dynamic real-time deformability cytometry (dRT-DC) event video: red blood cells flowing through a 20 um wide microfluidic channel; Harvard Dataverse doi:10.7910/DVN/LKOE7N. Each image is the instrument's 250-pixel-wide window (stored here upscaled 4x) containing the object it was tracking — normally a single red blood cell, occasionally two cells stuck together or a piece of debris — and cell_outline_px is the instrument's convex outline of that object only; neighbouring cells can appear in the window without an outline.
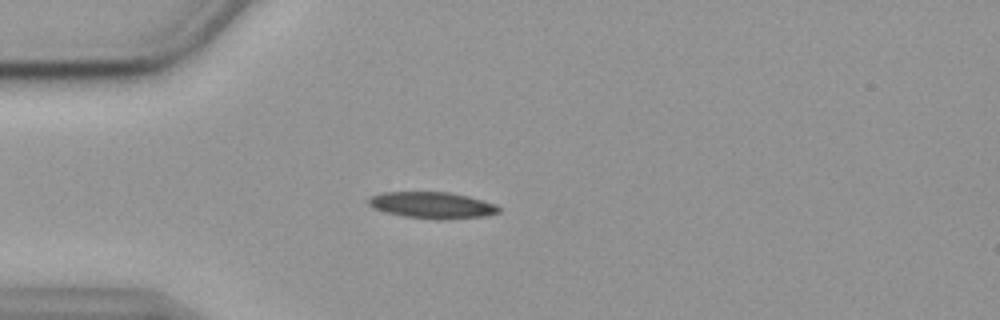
{"species": "common noctule bat (a hibernating species)", "species_latin": "Nyctalus noctula", "temperature_condition": "cold", "stored_images_in_passage": 42, "camera_frame_rate_fps": 3000, "um_per_image_px": 0.085, "animal": {"sex": "female", "body_mass_g": 19.9}, "frame": {"image": 1, "passage_image": 1, "time_ms": 0.0, "image_size_px": [1000, 320], "cell_outline_px": [[500, 212], [484, 216], [444, 220], [436, 220], [404, 216], [372, 208], [368, 204], [368, 196], [380, 192], [448, 192], [468, 196], [496, 204], [500, 208]], "centroid_in_image_um": [36.71, 17.44], "position_along_channel_um": 48.3, "area_um2": 20.23}}
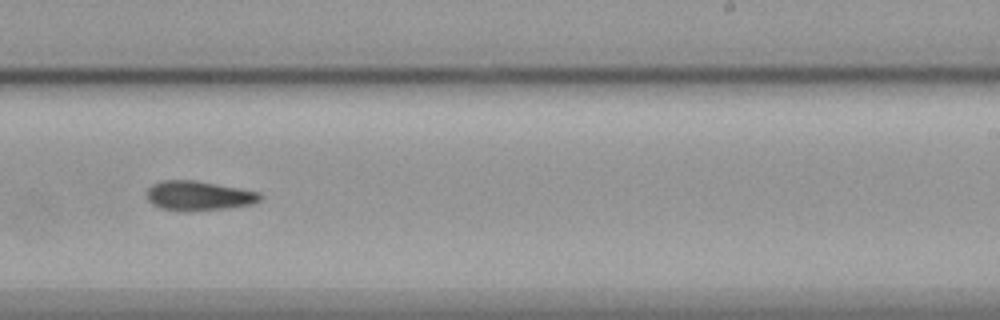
{"frame": {"image": 2, "passage_image": 21, "time_ms": 6.667, "image_size_px": [1000, 320], "cell_outline_px": [[264, 196], [260, 200], [252, 204], [228, 208], [184, 212], [160, 208], [152, 204], [148, 200], [144, 192], [152, 184], [164, 180], [196, 180], [240, 188], [260, 192]], "centroid_in_image_um": [16.87, 16.64], "position_along_channel_um": 272.1, "area_um2": 19.88}}
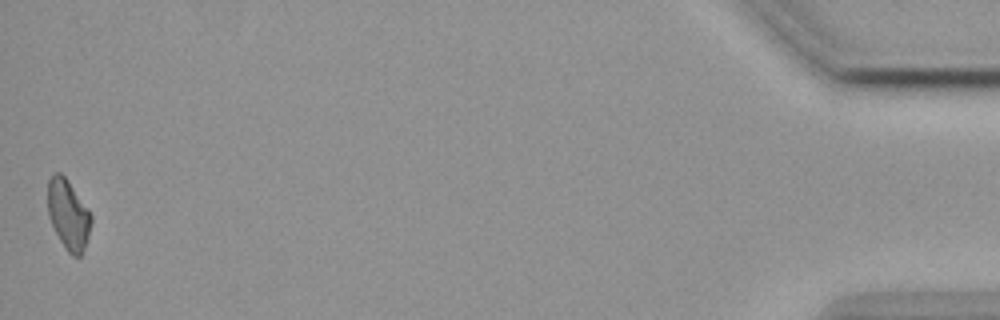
{"frame": {"image": 3, "passage_image": 42, "time_ms": 13.667, "image_size_px": [1000, 320], "cell_outline_px": [[92, 220], [88, 236], [84, 248], [80, 256], [72, 256], [68, 252], [60, 240], [48, 216], [48, 180], [56, 172], [60, 172], [64, 176], [88, 208], [92, 216]], "centroid_in_image_um": [5.8, 18.24], "position_along_channel_um": 429.4, "area_um2": 17.4}, "authors_computed_cell_mechanics": {"area_um2": 19.3919, "velocity_mm_per_s": 3.5768, "shape_relaxation_time_tau1_ms": 7.4572, "shape_relaxation_time_tau2_ms": null, "deformation_change_tau1": 0.1725, "deformation_change_tau2": null}}